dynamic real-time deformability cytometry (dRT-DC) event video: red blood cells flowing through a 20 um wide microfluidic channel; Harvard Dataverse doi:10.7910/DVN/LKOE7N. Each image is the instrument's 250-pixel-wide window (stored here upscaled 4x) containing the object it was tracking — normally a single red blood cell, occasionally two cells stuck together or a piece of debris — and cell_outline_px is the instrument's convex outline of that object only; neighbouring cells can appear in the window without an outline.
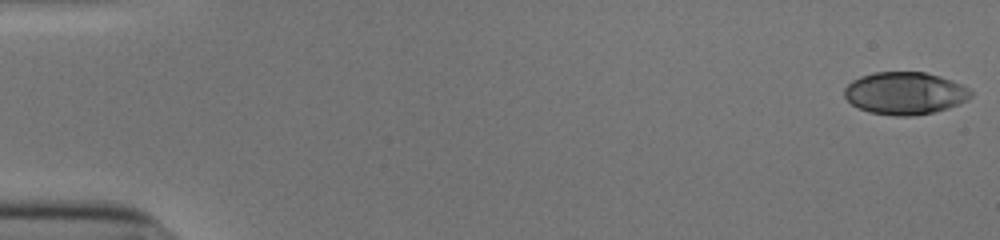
{"species": "human", "species_latin": "Homo sapiens", "temperature_condition": "cold", "stored_images_in_passage": 14, "camera_frame_rate_fps": 3000, "um_per_image_px": 0.085, "donor": {"sex": "male"}, "frame": {"image": 1, "passage_image": 1, "time_ms": 0.0, "image_size_px": [1000, 240], "cell_outline_px": [[972, 96], [948, 108], [932, 112], [912, 116], [896, 116], [868, 112], [852, 104], [844, 96], [844, 88], [852, 80], [860, 76], [876, 72], [924, 72], [940, 76], [960, 84], [968, 88], [972, 92]], "centroid_in_image_um": [76.88, 7.92], "position_along_channel_um": 8.1, "area_um2": 31.04}}
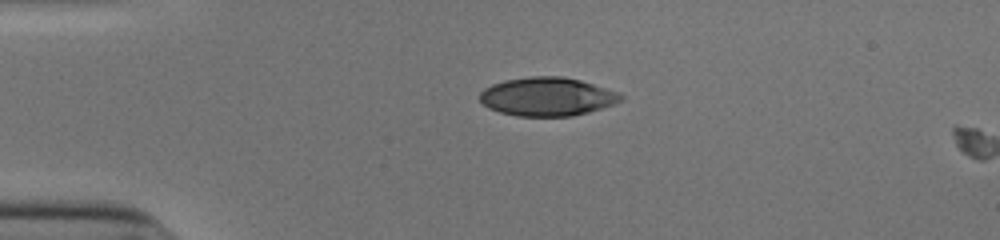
{"frame": {"image": 2, "passage_image": 13, "time_ms": 4.0, "image_size_px": [1000, 240], "cell_outline_px": [[624, 100], [588, 112], [572, 116], [516, 116], [500, 112], [488, 108], [480, 100], [480, 92], [484, 88], [492, 84], [504, 80], [532, 76], [564, 76], [580, 80], [616, 92], [624, 96]], "centroid_in_image_um": [46.48, 8.21], "position_along_channel_um": 38.5, "area_um2": 31.56}}